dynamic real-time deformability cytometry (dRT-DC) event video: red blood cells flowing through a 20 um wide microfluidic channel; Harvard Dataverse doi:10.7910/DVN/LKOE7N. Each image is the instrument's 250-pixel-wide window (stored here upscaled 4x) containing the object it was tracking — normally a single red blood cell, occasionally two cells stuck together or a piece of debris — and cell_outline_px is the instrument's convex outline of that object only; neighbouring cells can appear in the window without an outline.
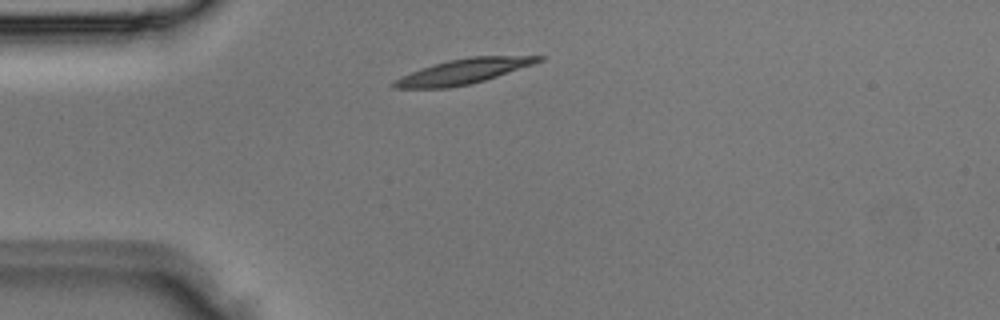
{"species": "Egyptian fruit bat (a non-hibernating species)", "species_latin": "Rousettus aegyptiacus", "temperature_condition": "room temperature", "stored_images_in_passage": 1, "camera_frame_rate_fps": 3000, "um_per_image_px": 0.085, "animal": {"sex": "male"}, "frame": {"image": 1, "passage_image": 1, "time_ms": 0.0, "image_size_px": [1000, 320], "cell_outline_px": [[544, 60], [484, 80], [468, 84], [448, 88], [392, 88], [388, 84], [392, 80], [412, 72], [448, 60], [472, 56], [544, 56]], "centroid_in_image_um": [39.33, 6.08], "position_along_channel_um": 45.7, "area_um2": 20.63}}